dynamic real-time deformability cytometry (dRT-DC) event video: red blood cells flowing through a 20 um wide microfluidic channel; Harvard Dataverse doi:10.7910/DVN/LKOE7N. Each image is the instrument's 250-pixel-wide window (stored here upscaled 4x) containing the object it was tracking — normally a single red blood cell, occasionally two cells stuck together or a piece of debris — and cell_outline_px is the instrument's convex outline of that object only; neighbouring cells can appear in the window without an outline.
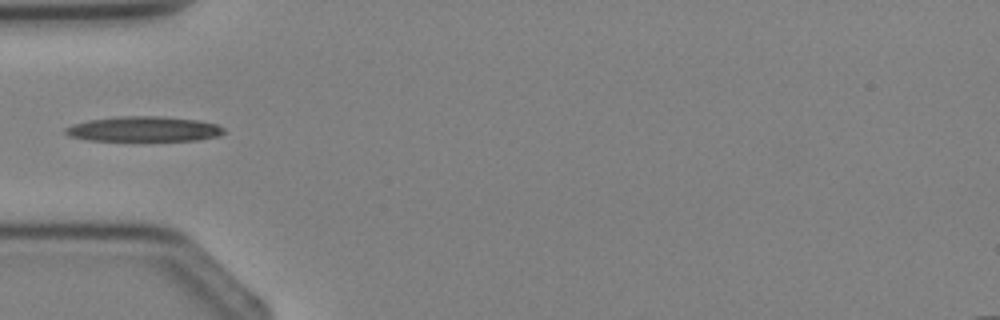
{"species": "Egyptian fruit bat (a non-hibernating species)", "species_latin": "Rousettus aegyptiacus", "temperature_condition": "cold", "stored_images_in_passage": 4, "camera_frame_rate_fps": 3000, "um_per_image_px": 0.085, "animal": {"sex": "female"}, "frame": {"image": 1, "passage_image": 4, "time_ms": 3.333, "image_size_px": [1000, 320], "cell_outline_px": [[224, 132], [220, 136], [196, 140], [88, 140], [68, 136], [64, 132], [64, 128], [72, 124], [88, 120], [116, 116], [160, 116], [196, 120], [216, 124], [224, 128]], "centroid_in_image_um": [12.18, 10.96], "position_along_channel_um": 72.8, "area_um2": 23.12}}